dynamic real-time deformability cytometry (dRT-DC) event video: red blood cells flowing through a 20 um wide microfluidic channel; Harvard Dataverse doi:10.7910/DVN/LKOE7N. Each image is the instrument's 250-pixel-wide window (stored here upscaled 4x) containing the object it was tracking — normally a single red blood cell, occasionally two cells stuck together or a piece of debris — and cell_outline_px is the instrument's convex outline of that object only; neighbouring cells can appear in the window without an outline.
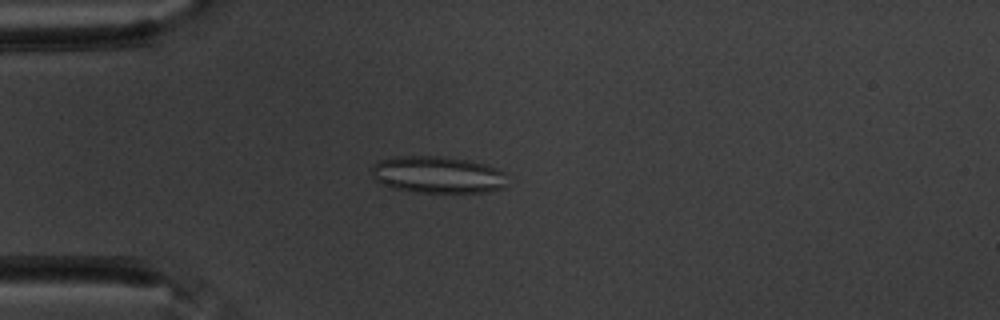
{"species": "common noctule bat (a hibernating species)", "species_latin": "Nyctalus noctula", "temperature_condition": "warm", "stored_images_in_passage": 58, "camera_frame_rate_fps": 3000, "um_per_image_px": 0.085, "animal": {"sex": "male", "body_mass_g": 20.1, "forearm_length_mm": 53.5}, "frame": {"image": 1, "passage_image": 16, "time_ms": 5.0, "image_size_px": [1000, 320], "cell_outline_px": [[504, 188], [484, 192], [412, 192], [396, 188], [384, 184], [376, 180], [372, 176], [372, 164], [380, 160], [392, 156], [444, 156], [468, 160], [484, 164], [496, 168], [504, 172]], "centroid_in_image_um": [37.16, 14.84], "position_along_channel_um": 47.8, "area_um2": 29.07}}
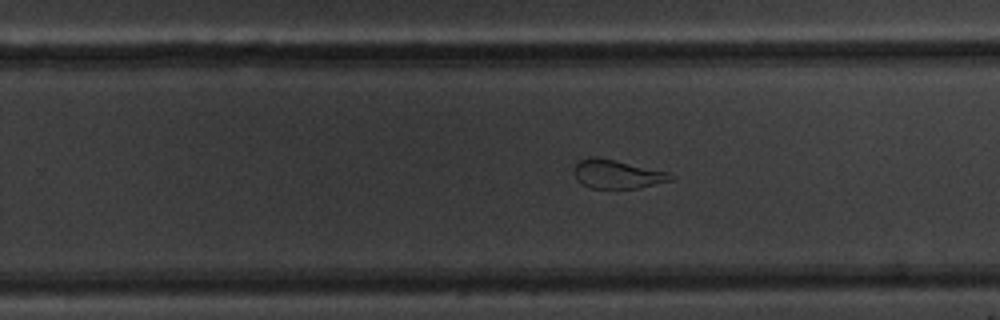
{"frame": {"image": 2, "passage_image": 37, "time_ms": 12.0, "image_size_px": [1000, 320], "cell_outline_px": [[676, 180], [640, 188], [588, 188], [580, 184], [576, 180], [572, 168], [580, 160], [592, 156], [596, 156], [616, 160], [668, 172], [676, 176]], "centroid_in_image_um": [52.47, 14.81], "position_along_channel_um": 277.3, "area_um2": 16.59}}
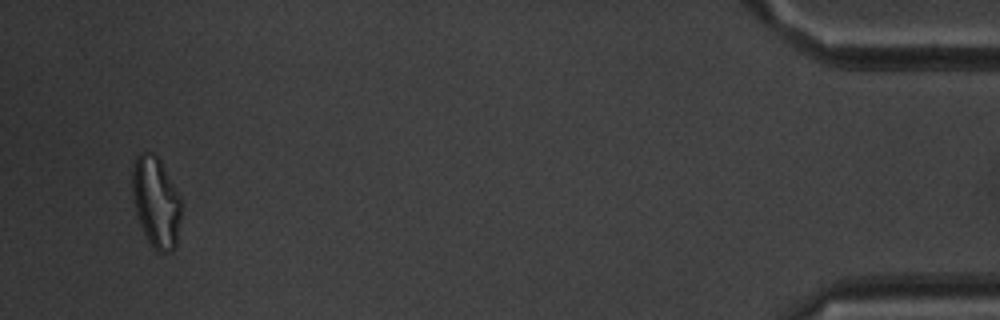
{"frame": {"image": 3, "passage_image": 56, "time_ms": 18.333, "image_size_px": [1000, 320], "cell_outline_px": [[180, 220], [176, 248], [172, 252], [156, 252], [148, 240], [140, 224], [136, 212], [132, 192], [132, 168], [136, 156], [140, 152], [152, 152], [160, 160], [180, 196]], "centroid_in_image_um": [13.26, 17.19], "position_along_channel_um": 421.9, "area_um2": 25.84}, "authors_computed_cell_mechanics": {"area_um2": 24.3338, "velocity_mm_per_s": 3.487, "shape_relaxation_time_tau1_ms": null, "shape_relaxation_time_tau2_ms": 1.3271, "deformation_change_tau1": null, "deformation_change_tau2": 0.1014}}